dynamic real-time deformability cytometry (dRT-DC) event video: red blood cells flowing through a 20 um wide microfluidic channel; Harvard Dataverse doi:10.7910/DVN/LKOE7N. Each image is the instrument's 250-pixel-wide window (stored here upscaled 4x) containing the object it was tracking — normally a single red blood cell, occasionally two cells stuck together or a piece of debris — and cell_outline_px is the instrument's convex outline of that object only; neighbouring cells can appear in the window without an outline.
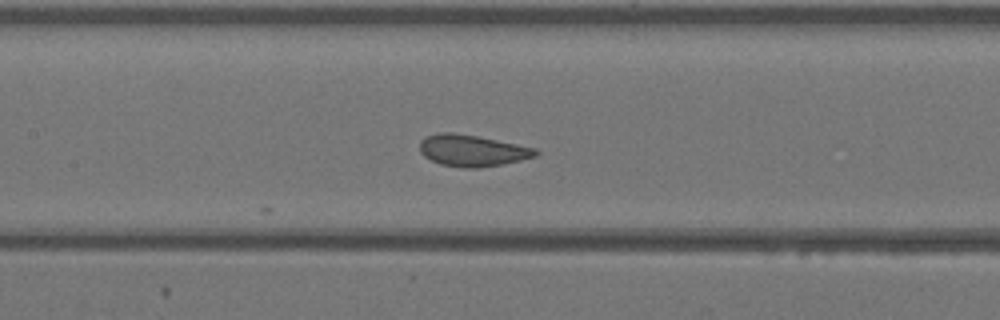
{"species": "Egyptian fruit bat (a non-hibernating species)", "species_latin": "Rousettus aegyptiacus", "temperature_condition": "warm", "stored_images_in_passage": 10, "camera_frame_rate_fps": 3000, "um_per_image_px": 0.085, "animal": {"sex": "female"}, "frame": {"image": 1, "passage_image": 10, "time_ms": 3.0, "image_size_px": [1000, 320], "cell_outline_px": [[540, 152], [536, 156], [520, 160], [480, 168], [464, 168], [440, 164], [424, 156], [420, 152], [420, 140], [424, 136], [436, 132], [452, 132], [476, 136], [536, 148]], "centroid_in_image_um": [40.1, 12.79], "position_along_channel_um": 167.3, "area_um2": 21.27}}